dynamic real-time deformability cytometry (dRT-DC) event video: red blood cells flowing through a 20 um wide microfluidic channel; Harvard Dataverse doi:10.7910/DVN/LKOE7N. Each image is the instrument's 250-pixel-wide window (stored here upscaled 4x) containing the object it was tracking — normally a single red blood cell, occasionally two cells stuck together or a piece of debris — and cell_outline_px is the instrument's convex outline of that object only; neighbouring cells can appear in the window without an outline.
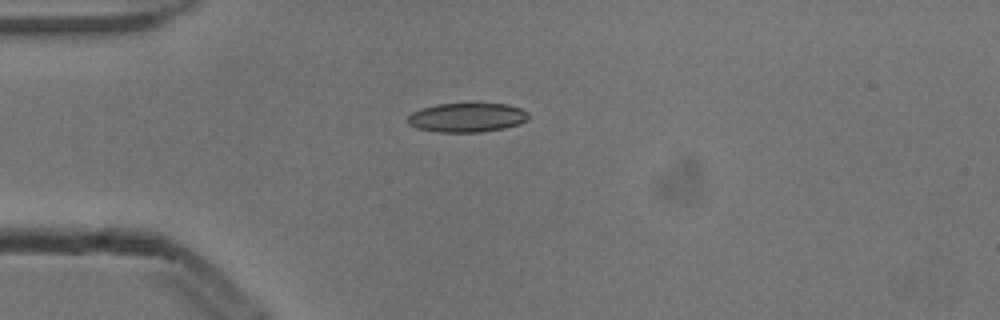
{"species": "common noctule bat (a hibernating species)", "species_latin": "Nyctalus noctula", "temperature_condition": "cold", "stored_images_in_passage": 40, "camera_frame_rate_fps": 3000, "um_per_image_px": 0.085, "animal": {"sex": "male", "body_mass_g": 13.3}, "frame": {"image": 1, "passage_image": 1, "time_ms": 0.0, "image_size_px": [1000, 320], "cell_outline_px": [[528, 120], [520, 124], [504, 128], [480, 132], [440, 132], [416, 128], [408, 124], [408, 116], [412, 112], [420, 108], [436, 104], [476, 100], [480, 100], [508, 104], [520, 108], [528, 112]], "centroid_in_image_um": [39.72, 9.92], "position_along_channel_um": 45.3, "area_um2": 21.68}}
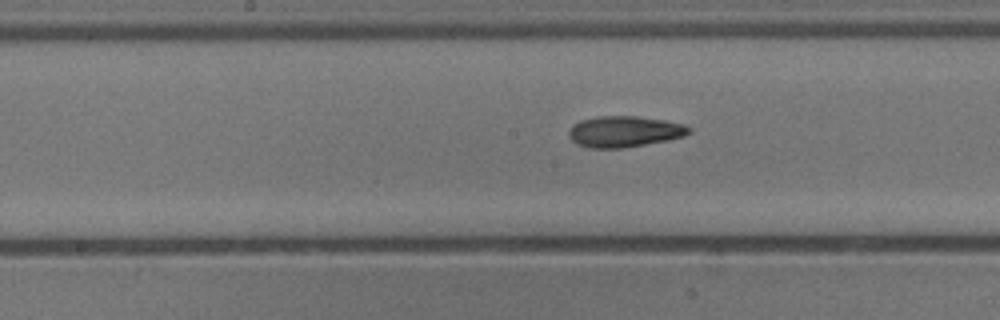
{"frame": {"image": 2, "passage_image": 14, "time_ms": 4.333, "image_size_px": [1000, 320], "cell_outline_px": [[692, 132], [684, 136], [668, 140], [620, 148], [588, 148], [576, 144], [568, 136], [568, 132], [572, 124], [580, 120], [596, 116], [636, 116], [664, 120], [684, 124], [692, 128]], "centroid_in_image_um": [53.05, 11.17], "position_along_channel_um": 195.1, "area_um2": 21.91}}
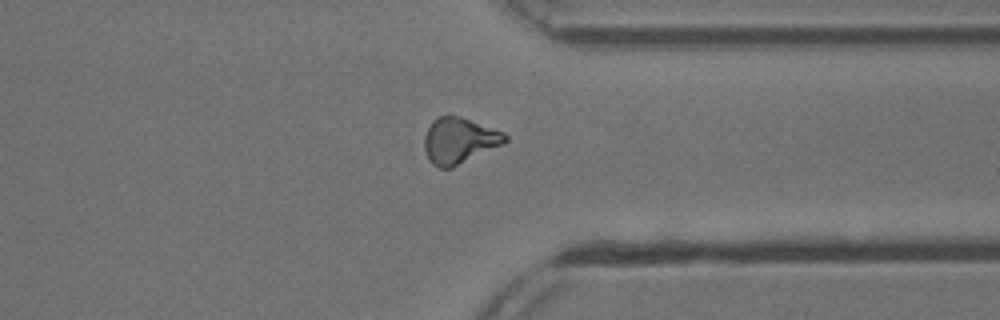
{"frame": {"image": 3, "passage_image": 28, "time_ms": 9.0, "image_size_px": [1000, 320], "cell_outline_px": [[508, 140], [452, 168], [440, 168], [432, 164], [424, 148], [424, 136], [432, 120], [436, 116], [460, 116], [504, 132], [508, 136]], "centroid_in_image_um": [39.0, 11.93], "position_along_channel_um": 372.4, "area_um2": 21.27}, "authors_computed_cell_mechanics": {"area_um2": 21.0681, "velocity_mm_per_s": 3.8641, "shape_relaxation_time_tau1_ms": 4.8799, "shape_relaxation_time_tau2_ms": 5.7531, "deformation_change_tau1": 0.1713, "deformation_change_tau2": 0.1487}}